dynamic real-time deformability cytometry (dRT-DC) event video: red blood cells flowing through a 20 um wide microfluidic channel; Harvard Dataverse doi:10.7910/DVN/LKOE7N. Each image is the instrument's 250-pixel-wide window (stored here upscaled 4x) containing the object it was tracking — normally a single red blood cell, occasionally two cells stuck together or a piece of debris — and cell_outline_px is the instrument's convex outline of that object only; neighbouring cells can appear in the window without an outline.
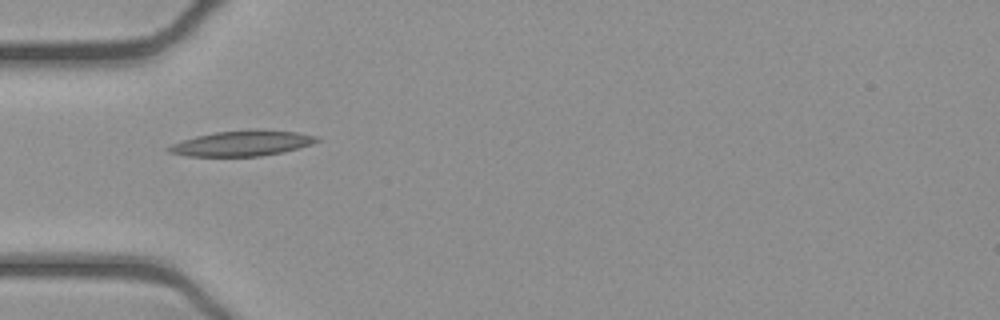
{"species": "common noctule bat (a hibernating species)", "species_latin": "Nyctalus noctula", "temperature_condition": "cold", "stored_images_in_passage": 4, "camera_frame_rate_fps": 3000, "um_per_image_px": 0.085, "animal": {"sex": "female", "body_mass_g": 21.9}, "frame": {"image": 1, "passage_image": 1, "time_ms": 0.0, "image_size_px": [1000, 320], "cell_outline_px": [[320, 140], [312, 144], [284, 152], [260, 156], [188, 156], [168, 152], [164, 148], [180, 140], [196, 136], [216, 132], [252, 128], [256, 128], [296, 132], [320, 136]], "centroid_in_image_um": [20.59, 12.16], "position_along_channel_um": 64.4, "area_um2": 22.31}}